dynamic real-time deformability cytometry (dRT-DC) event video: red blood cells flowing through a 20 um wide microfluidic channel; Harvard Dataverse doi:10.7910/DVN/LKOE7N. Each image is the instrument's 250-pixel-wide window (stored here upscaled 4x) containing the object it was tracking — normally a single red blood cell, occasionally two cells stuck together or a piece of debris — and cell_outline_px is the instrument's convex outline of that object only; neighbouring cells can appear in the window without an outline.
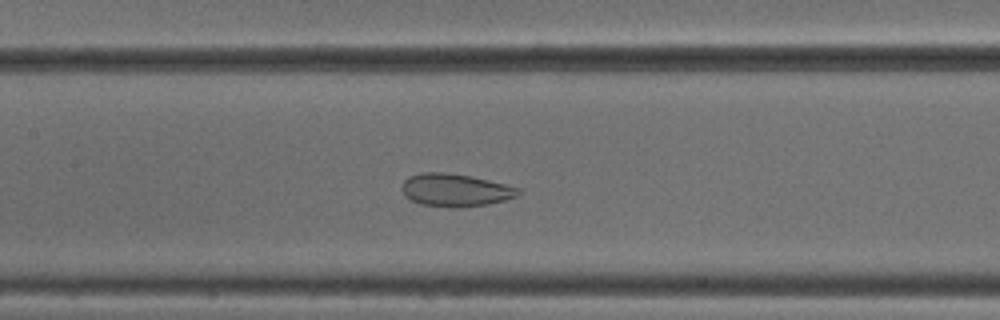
{"species": "common noctule bat (a hibernating species)", "species_latin": "Nyctalus noctula", "temperature_condition": "cold", "stored_images_in_passage": 49, "camera_frame_rate_fps": 3000, "um_per_image_px": 0.085, "animal": {"sex": "male", "body_mass_g": 18.8}, "frame": {"image": 1, "passage_image": 22, "time_ms": 7.0, "image_size_px": [1000, 320], "cell_outline_px": [[520, 196], [488, 204], [460, 208], [420, 204], [404, 196], [404, 180], [408, 176], [424, 172], [444, 172], [472, 176], [520, 188]], "centroid_in_image_um": [38.74, 16.16], "position_along_channel_um": 168.7, "area_um2": 22.14}}
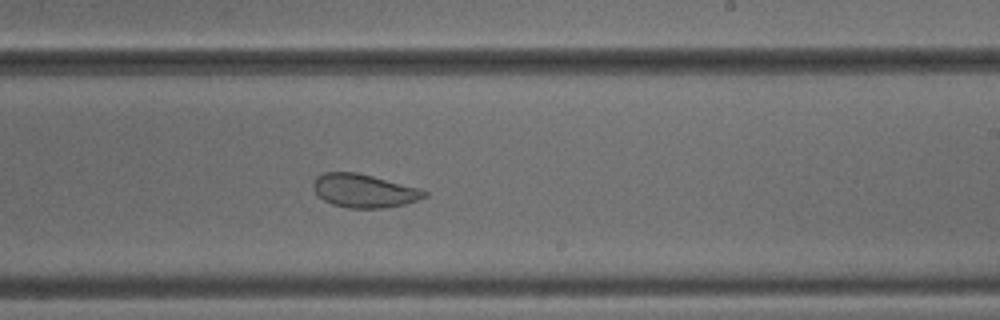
{"frame": {"image": 2, "passage_image": 29, "time_ms": 9.333, "image_size_px": [1000, 320], "cell_outline_px": [[428, 196], [404, 204], [384, 208], [348, 208], [332, 204], [324, 200], [312, 188], [312, 184], [316, 176], [324, 172], [356, 172], [372, 176], [416, 188], [428, 192]], "centroid_in_image_um": [30.89, 16.22], "position_along_channel_um": 258.1, "area_um2": 21.39}}
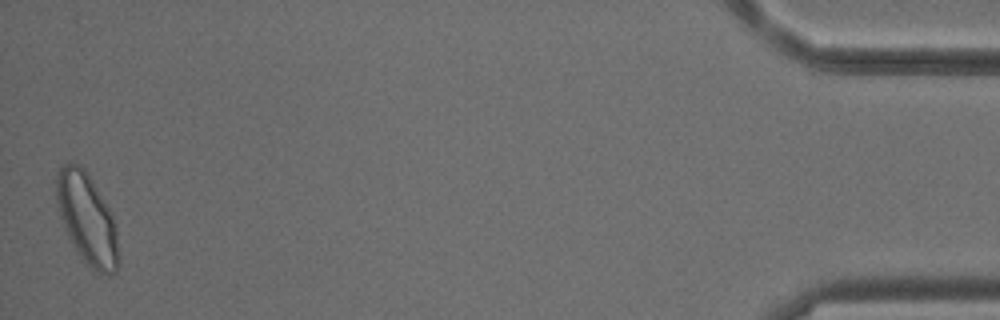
{"frame": {"image": 3, "passage_image": 49, "time_ms": 16.0, "image_size_px": [1000, 320], "cell_outline_px": [[120, 264], [116, 272], [112, 276], [96, 276], [76, 252], [64, 228], [60, 216], [56, 200], [56, 172], [68, 160], [72, 160], [80, 164], [84, 168], [92, 180], [112, 212], [116, 228], [120, 260]], "centroid_in_image_um": [7.42, 18.66], "position_along_channel_um": 427.8, "area_um2": 33.99}, "authors_computed_cell_mechanics": {"area_um2": 26.8192, "velocity_mm_per_s": 3.8386, "shape_relaxation_time_tau1_ms": null, "shape_relaxation_time_tau2_ms": 0.848, "deformation_change_tau1": null, "deformation_change_tau2": 0.0712}}